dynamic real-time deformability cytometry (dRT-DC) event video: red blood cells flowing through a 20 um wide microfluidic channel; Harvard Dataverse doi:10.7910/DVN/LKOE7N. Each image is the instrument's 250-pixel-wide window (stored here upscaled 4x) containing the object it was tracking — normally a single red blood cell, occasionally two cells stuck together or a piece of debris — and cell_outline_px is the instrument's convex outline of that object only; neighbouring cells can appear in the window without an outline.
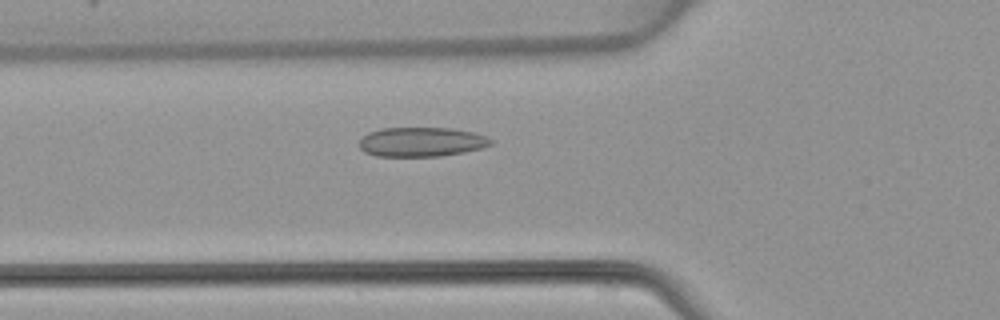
{"species": "common noctule bat (a hibernating species)", "species_latin": "Nyctalus noctula", "temperature_condition": "warm", "stored_images_in_passage": 43, "camera_frame_rate_fps": 3000, "um_per_image_px": 0.085, "animal": {"sex": "female", "body_mass_g": 22.7, "forearm_length_mm": 54.2}, "frame": {"image": 1, "passage_image": 12, "time_ms": 3.667, "image_size_px": [1000, 320], "cell_outline_px": [[492, 144], [480, 148], [464, 152], [440, 156], [376, 156], [364, 152], [360, 148], [360, 140], [368, 132], [380, 128], [452, 128], [476, 132], [488, 136], [492, 140]], "centroid_in_image_um": [35.84, 12.05], "position_along_channel_um": 90.0, "area_um2": 22.66}}
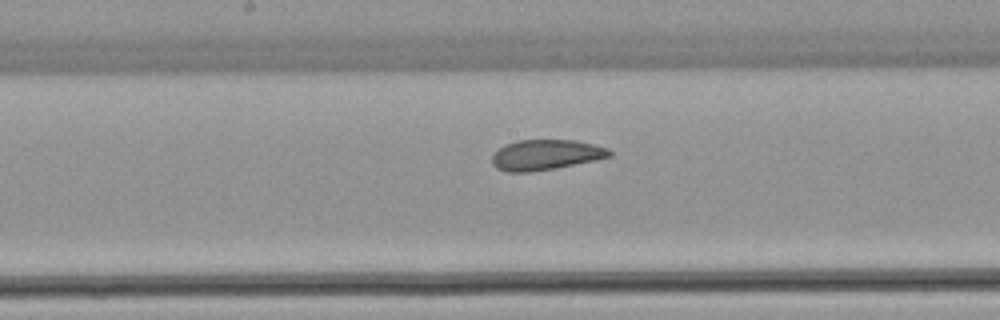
{"frame": {"image": 2, "passage_image": 20, "time_ms": 6.333, "image_size_px": [1000, 320], "cell_outline_px": [[612, 156], [596, 160], [532, 172], [508, 172], [496, 168], [492, 164], [492, 156], [504, 144], [516, 140], [576, 140], [608, 148], [612, 152]], "centroid_in_image_um": [46.38, 13.16], "position_along_channel_um": 201.8, "area_um2": 20.75}}
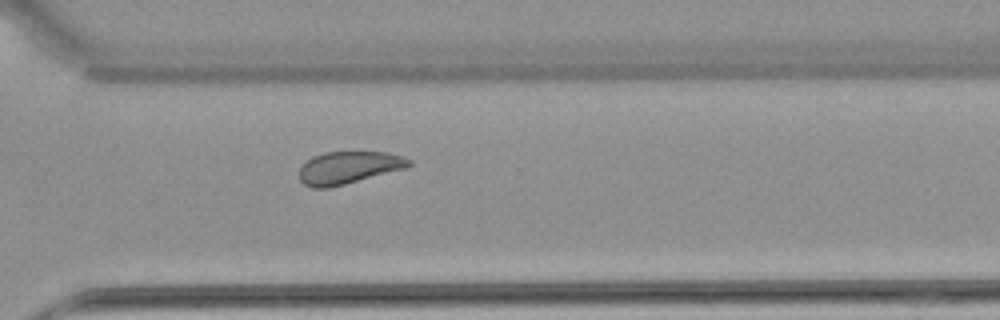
{"frame": {"image": 3, "passage_image": 30, "time_ms": 9.667, "image_size_px": [1000, 320], "cell_outline_px": [[412, 164], [408, 168], [328, 188], [312, 188], [304, 184], [300, 180], [300, 168], [312, 156], [324, 152], [388, 152], [404, 156], [412, 160]], "centroid_in_image_um": [29.68, 14.24], "position_along_channel_um": 340.9, "area_um2": 20.81}}